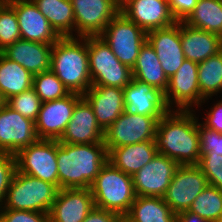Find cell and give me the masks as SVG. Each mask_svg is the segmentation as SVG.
<instances>
[{"mask_svg":"<svg viewBox=\"0 0 222 222\" xmlns=\"http://www.w3.org/2000/svg\"><path fill=\"white\" fill-rule=\"evenodd\" d=\"M194 110H170L157 124L155 144L159 154L179 165H198L201 149L198 117Z\"/></svg>","mask_w":222,"mask_h":222,"instance_id":"cell-1","label":"cell"},{"mask_svg":"<svg viewBox=\"0 0 222 222\" xmlns=\"http://www.w3.org/2000/svg\"><path fill=\"white\" fill-rule=\"evenodd\" d=\"M59 189H90L108 161L104 143L67 144L57 140Z\"/></svg>","mask_w":222,"mask_h":222,"instance_id":"cell-2","label":"cell"},{"mask_svg":"<svg viewBox=\"0 0 222 222\" xmlns=\"http://www.w3.org/2000/svg\"><path fill=\"white\" fill-rule=\"evenodd\" d=\"M51 71L70 93L83 96L92 86L87 36L60 37L51 49Z\"/></svg>","mask_w":222,"mask_h":222,"instance_id":"cell-3","label":"cell"},{"mask_svg":"<svg viewBox=\"0 0 222 222\" xmlns=\"http://www.w3.org/2000/svg\"><path fill=\"white\" fill-rule=\"evenodd\" d=\"M96 208L124 217L136 198L132 176L115 168L109 161L90 186Z\"/></svg>","mask_w":222,"mask_h":222,"instance_id":"cell-4","label":"cell"},{"mask_svg":"<svg viewBox=\"0 0 222 222\" xmlns=\"http://www.w3.org/2000/svg\"><path fill=\"white\" fill-rule=\"evenodd\" d=\"M58 191L56 185L16 170L0 209L48 214Z\"/></svg>","mask_w":222,"mask_h":222,"instance_id":"cell-5","label":"cell"},{"mask_svg":"<svg viewBox=\"0 0 222 222\" xmlns=\"http://www.w3.org/2000/svg\"><path fill=\"white\" fill-rule=\"evenodd\" d=\"M92 86L124 89L133 79L132 69L122 64L100 36H87Z\"/></svg>","mask_w":222,"mask_h":222,"instance_id":"cell-6","label":"cell"},{"mask_svg":"<svg viewBox=\"0 0 222 222\" xmlns=\"http://www.w3.org/2000/svg\"><path fill=\"white\" fill-rule=\"evenodd\" d=\"M99 36L119 61L131 69L136 63L141 46L147 41V33L121 11Z\"/></svg>","mask_w":222,"mask_h":222,"instance_id":"cell-7","label":"cell"},{"mask_svg":"<svg viewBox=\"0 0 222 222\" xmlns=\"http://www.w3.org/2000/svg\"><path fill=\"white\" fill-rule=\"evenodd\" d=\"M17 171L47 181L59 188L57 140L39 139L16 155Z\"/></svg>","mask_w":222,"mask_h":222,"instance_id":"cell-8","label":"cell"},{"mask_svg":"<svg viewBox=\"0 0 222 222\" xmlns=\"http://www.w3.org/2000/svg\"><path fill=\"white\" fill-rule=\"evenodd\" d=\"M161 118L123 112L104 131L103 142L107 152L116 147L155 140L157 124Z\"/></svg>","mask_w":222,"mask_h":222,"instance_id":"cell-9","label":"cell"},{"mask_svg":"<svg viewBox=\"0 0 222 222\" xmlns=\"http://www.w3.org/2000/svg\"><path fill=\"white\" fill-rule=\"evenodd\" d=\"M207 185V178L197 165H180L162 198L178 214L188 210Z\"/></svg>","mask_w":222,"mask_h":222,"instance_id":"cell-10","label":"cell"},{"mask_svg":"<svg viewBox=\"0 0 222 222\" xmlns=\"http://www.w3.org/2000/svg\"><path fill=\"white\" fill-rule=\"evenodd\" d=\"M71 3L77 33L74 37L99 36L120 12L119 0H71Z\"/></svg>","mask_w":222,"mask_h":222,"instance_id":"cell-11","label":"cell"},{"mask_svg":"<svg viewBox=\"0 0 222 222\" xmlns=\"http://www.w3.org/2000/svg\"><path fill=\"white\" fill-rule=\"evenodd\" d=\"M164 95L170 110L191 111L194 110L192 106L200 107L198 63L185 59L178 71L168 79Z\"/></svg>","mask_w":222,"mask_h":222,"instance_id":"cell-12","label":"cell"},{"mask_svg":"<svg viewBox=\"0 0 222 222\" xmlns=\"http://www.w3.org/2000/svg\"><path fill=\"white\" fill-rule=\"evenodd\" d=\"M38 140L33 120L22 116L7 104L0 108V153L16 155Z\"/></svg>","mask_w":222,"mask_h":222,"instance_id":"cell-13","label":"cell"},{"mask_svg":"<svg viewBox=\"0 0 222 222\" xmlns=\"http://www.w3.org/2000/svg\"><path fill=\"white\" fill-rule=\"evenodd\" d=\"M179 166L173 159L157 153L132 176L136 196L163 197Z\"/></svg>","mask_w":222,"mask_h":222,"instance_id":"cell-14","label":"cell"},{"mask_svg":"<svg viewBox=\"0 0 222 222\" xmlns=\"http://www.w3.org/2000/svg\"><path fill=\"white\" fill-rule=\"evenodd\" d=\"M82 97L80 94L70 93L62 99L42 102L35 121L39 139L59 140L72 117L76 103Z\"/></svg>","mask_w":222,"mask_h":222,"instance_id":"cell-15","label":"cell"},{"mask_svg":"<svg viewBox=\"0 0 222 222\" xmlns=\"http://www.w3.org/2000/svg\"><path fill=\"white\" fill-rule=\"evenodd\" d=\"M120 11L146 33L177 22L168 0H122Z\"/></svg>","mask_w":222,"mask_h":222,"instance_id":"cell-16","label":"cell"},{"mask_svg":"<svg viewBox=\"0 0 222 222\" xmlns=\"http://www.w3.org/2000/svg\"><path fill=\"white\" fill-rule=\"evenodd\" d=\"M124 112L152 117H163L170 109L165 101L164 92L137 79L123 89Z\"/></svg>","mask_w":222,"mask_h":222,"instance_id":"cell-17","label":"cell"},{"mask_svg":"<svg viewBox=\"0 0 222 222\" xmlns=\"http://www.w3.org/2000/svg\"><path fill=\"white\" fill-rule=\"evenodd\" d=\"M104 130L97 123L92 106L82 97L75 105L72 117L66 126L60 143L91 144L104 143Z\"/></svg>","mask_w":222,"mask_h":222,"instance_id":"cell-18","label":"cell"},{"mask_svg":"<svg viewBox=\"0 0 222 222\" xmlns=\"http://www.w3.org/2000/svg\"><path fill=\"white\" fill-rule=\"evenodd\" d=\"M8 3L15 10L21 39L54 44L60 38L32 0H12Z\"/></svg>","mask_w":222,"mask_h":222,"instance_id":"cell-19","label":"cell"},{"mask_svg":"<svg viewBox=\"0 0 222 222\" xmlns=\"http://www.w3.org/2000/svg\"><path fill=\"white\" fill-rule=\"evenodd\" d=\"M147 41L154 48L163 72L169 79L185 60L180 40V21L169 27L147 32Z\"/></svg>","mask_w":222,"mask_h":222,"instance_id":"cell-20","label":"cell"},{"mask_svg":"<svg viewBox=\"0 0 222 222\" xmlns=\"http://www.w3.org/2000/svg\"><path fill=\"white\" fill-rule=\"evenodd\" d=\"M95 207L90 189H59L49 222H82Z\"/></svg>","mask_w":222,"mask_h":222,"instance_id":"cell-21","label":"cell"},{"mask_svg":"<svg viewBox=\"0 0 222 222\" xmlns=\"http://www.w3.org/2000/svg\"><path fill=\"white\" fill-rule=\"evenodd\" d=\"M83 97L92 106L97 123L104 131L124 112L122 88L91 86Z\"/></svg>","mask_w":222,"mask_h":222,"instance_id":"cell-22","label":"cell"},{"mask_svg":"<svg viewBox=\"0 0 222 222\" xmlns=\"http://www.w3.org/2000/svg\"><path fill=\"white\" fill-rule=\"evenodd\" d=\"M52 46L53 44L19 39L3 49L1 53L35 75L51 70Z\"/></svg>","mask_w":222,"mask_h":222,"instance_id":"cell-23","label":"cell"},{"mask_svg":"<svg viewBox=\"0 0 222 222\" xmlns=\"http://www.w3.org/2000/svg\"><path fill=\"white\" fill-rule=\"evenodd\" d=\"M180 40L185 59L200 63L222 50V38L180 21Z\"/></svg>","mask_w":222,"mask_h":222,"instance_id":"cell-24","label":"cell"},{"mask_svg":"<svg viewBox=\"0 0 222 222\" xmlns=\"http://www.w3.org/2000/svg\"><path fill=\"white\" fill-rule=\"evenodd\" d=\"M158 153L154 140L112 148L108 161L117 169L133 176Z\"/></svg>","mask_w":222,"mask_h":222,"instance_id":"cell-25","label":"cell"},{"mask_svg":"<svg viewBox=\"0 0 222 222\" xmlns=\"http://www.w3.org/2000/svg\"><path fill=\"white\" fill-rule=\"evenodd\" d=\"M177 214L162 197L136 196L124 222H176Z\"/></svg>","mask_w":222,"mask_h":222,"instance_id":"cell-26","label":"cell"},{"mask_svg":"<svg viewBox=\"0 0 222 222\" xmlns=\"http://www.w3.org/2000/svg\"><path fill=\"white\" fill-rule=\"evenodd\" d=\"M132 76L134 79L152 85L164 93L167 90L168 78L163 72L154 48L148 41L139 50L136 63L132 68Z\"/></svg>","mask_w":222,"mask_h":222,"instance_id":"cell-27","label":"cell"},{"mask_svg":"<svg viewBox=\"0 0 222 222\" xmlns=\"http://www.w3.org/2000/svg\"><path fill=\"white\" fill-rule=\"evenodd\" d=\"M60 37H74L75 17L71 0H32Z\"/></svg>","mask_w":222,"mask_h":222,"instance_id":"cell-28","label":"cell"},{"mask_svg":"<svg viewBox=\"0 0 222 222\" xmlns=\"http://www.w3.org/2000/svg\"><path fill=\"white\" fill-rule=\"evenodd\" d=\"M33 75L0 52V92L7 101L32 88Z\"/></svg>","mask_w":222,"mask_h":222,"instance_id":"cell-29","label":"cell"},{"mask_svg":"<svg viewBox=\"0 0 222 222\" xmlns=\"http://www.w3.org/2000/svg\"><path fill=\"white\" fill-rule=\"evenodd\" d=\"M183 22L222 38V0H197L194 10Z\"/></svg>","mask_w":222,"mask_h":222,"instance_id":"cell-30","label":"cell"},{"mask_svg":"<svg viewBox=\"0 0 222 222\" xmlns=\"http://www.w3.org/2000/svg\"><path fill=\"white\" fill-rule=\"evenodd\" d=\"M198 85L200 106L212 96L222 93V50L198 63Z\"/></svg>","mask_w":222,"mask_h":222,"instance_id":"cell-31","label":"cell"},{"mask_svg":"<svg viewBox=\"0 0 222 222\" xmlns=\"http://www.w3.org/2000/svg\"><path fill=\"white\" fill-rule=\"evenodd\" d=\"M188 211L197 214L208 222L222 220V190L212 185L197 195Z\"/></svg>","mask_w":222,"mask_h":222,"instance_id":"cell-32","label":"cell"},{"mask_svg":"<svg viewBox=\"0 0 222 222\" xmlns=\"http://www.w3.org/2000/svg\"><path fill=\"white\" fill-rule=\"evenodd\" d=\"M32 88L42 102L62 99L70 94L63 82L51 70L33 75Z\"/></svg>","mask_w":222,"mask_h":222,"instance_id":"cell-33","label":"cell"},{"mask_svg":"<svg viewBox=\"0 0 222 222\" xmlns=\"http://www.w3.org/2000/svg\"><path fill=\"white\" fill-rule=\"evenodd\" d=\"M19 39L21 34L15 10L4 2L0 7V52Z\"/></svg>","mask_w":222,"mask_h":222,"instance_id":"cell-34","label":"cell"},{"mask_svg":"<svg viewBox=\"0 0 222 222\" xmlns=\"http://www.w3.org/2000/svg\"><path fill=\"white\" fill-rule=\"evenodd\" d=\"M6 104L22 116L37 120L42 101L33 88L9 98Z\"/></svg>","mask_w":222,"mask_h":222,"instance_id":"cell-35","label":"cell"},{"mask_svg":"<svg viewBox=\"0 0 222 222\" xmlns=\"http://www.w3.org/2000/svg\"><path fill=\"white\" fill-rule=\"evenodd\" d=\"M197 166L204 172L209 185L222 190V155L215 152L201 154Z\"/></svg>","mask_w":222,"mask_h":222,"instance_id":"cell-36","label":"cell"},{"mask_svg":"<svg viewBox=\"0 0 222 222\" xmlns=\"http://www.w3.org/2000/svg\"><path fill=\"white\" fill-rule=\"evenodd\" d=\"M16 170V156L10 153H0V207Z\"/></svg>","mask_w":222,"mask_h":222,"instance_id":"cell-37","label":"cell"},{"mask_svg":"<svg viewBox=\"0 0 222 222\" xmlns=\"http://www.w3.org/2000/svg\"><path fill=\"white\" fill-rule=\"evenodd\" d=\"M201 154L215 152L222 155V133L216 132L198 122Z\"/></svg>","mask_w":222,"mask_h":222,"instance_id":"cell-38","label":"cell"},{"mask_svg":"<svg viewBox=\"0 0 222 222\" xmlns=\"http://www.w3.org/2000/svg\"><path fill=\"white\" fill-rule=\"evenodd\" d=\"M0 222H49L47 213L0 209Z\"/></svg>","mask_w":222,"mask_h":222,"instance_id":"cell-39","label":"cell"},{"mask_svg":"<svg viewBox=\"0 0 222 222\" xmlns=\"http://www.w3.org/2000/svg\"><path fill=\"white\" fill-rule=\"evenodd\" d=\"M171 12L174 18L179 21H184L188 15L194 10L197 0H168Z\"/></svg>","mask_w":222,"mask_h":222,"instance_id":"cell-40","label":"cell"},{"mask_svg":"<svg viewBox=\"0 0 222 222\" xmlns=\"http://www.w3.org/2000/svg\"><path fill=\"white\" fill-rule=\"evenodd\" d=\"M202 124L216 132L222 133V99L210 108Z\"/></svg>","mask_w":222,"mask_h":222,"instance_id":"cell-41","label":"cell"},{"mask_svg":"<svg viewBox=\"0 0 222 222\" xmlns=\"http://www.w3.org/2000/svg\"><path fill=\"white\" fill-rule=\"evenodd\" d=\"M82 222H123V217L115 212L94 207Z\"/></svg>","mask_w":222,"mask_h":222,"instance_id":"cell-42","label":"cell"},{"mask_svg":"<svg viewBox=\"0 0 222 222\" xmlns=\"http://www.w3.org/2000/svg\"><path fill=\"white\" fill-rule=\"evenodd\" d=\"M176 222H208L206 219L199 217L188 210L182 211L177 214Z\"/></svg>","mask_w":222,"mask_h":222,"instance_id":"cell-43","label":"cell"},{"mask_svg":"<svg viewBox=\"0 0 222 222\" xmlns=\"http://www.w3.org/2000/svg\"><path fill=\"white\" fill-rule=\"evenodd\" d=\"M6 104V100L0 92V108H2Z\"/></svg>","mask_w":222,"mask_h":222,"instance_id":"cell-44","label":"cell"},{"mask_svg":"<svg viewBox=\"0 0 222 222\" xmlns=\"http://www.w3.org/2000/svg\"><path fill=\"white\" fill-rule=\"evenodd\" d=\"M4 3V1L3 0H0V7H1V5Z\"/></svg>","mask_w":222,"mask_h":222,"instance_id":"cell-45","label":"cell"}]
</instances>
